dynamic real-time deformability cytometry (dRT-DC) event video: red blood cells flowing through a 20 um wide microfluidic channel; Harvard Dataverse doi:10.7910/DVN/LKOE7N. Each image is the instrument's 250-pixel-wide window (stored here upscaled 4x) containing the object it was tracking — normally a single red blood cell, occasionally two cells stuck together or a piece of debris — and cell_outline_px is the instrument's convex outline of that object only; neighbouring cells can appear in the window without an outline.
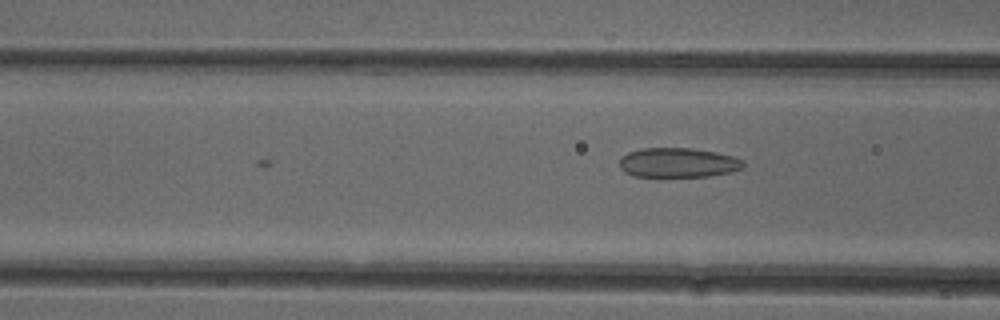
{"species": "common noctule bat (a hibernating species)", "species_latin": "Nyctalus noctula", "temperature_condition": "cold", "stored_images_in_passage": 4, "camera_frame_rate_fps": 3000, "um_per_image_px": 0.085, "animal": {"sex": "female"}, "frame": {"image": 1, "passage_image": 4, "time_ms": 1.0, "image_size_px": [1000, 320], "cell_outline_px": [[744, 168], [732, 172], [708, 176], [632, 176], [624, 172], [620, 168], [620, 156], [628, 152], [640, 148], [692, 148], [716, 152], [732, 156], [744, 160]], "centroid_in_image_um": [57.63, 13.82], "position_along_channel_um": 109.0, "area_um2": 21.5}}